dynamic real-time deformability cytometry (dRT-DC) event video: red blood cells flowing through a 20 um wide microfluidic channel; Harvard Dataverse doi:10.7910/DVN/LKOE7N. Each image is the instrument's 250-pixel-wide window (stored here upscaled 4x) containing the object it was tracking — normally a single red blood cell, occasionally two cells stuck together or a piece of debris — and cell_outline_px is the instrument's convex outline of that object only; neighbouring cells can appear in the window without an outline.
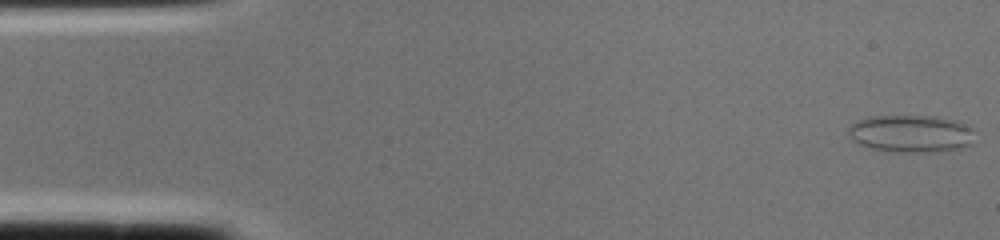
{"species": "common noctule bat (a hibernating species)", "species_latin": "Nyctalus noctula", "temperature_condition": "cold", "stored_images_in_passage": 2, "camera_frame_rate_fps": 3000, "um_per_image_px": 0.085, "animal": {"sex": "female", "body_mass_g": 22.0, "forearm_length_mm": 56.7}, "frame": {"image": 1, "passage_image": 1, "time_ms": 0.0, "image_size_px": [1000, 240], "cell_outline_px": [[976, 144], [964, 148], [928, 152], [896, 152], [872, 148], [856, 144], [848, 136], [848, 128], [856, 120], [868, 116], [936, 116], [960, 120], [972, 128]], "centroid_in_image_um": [77.47, 11.35], "position_along_channel_um": 7.5, "area_um2": 28.26}}
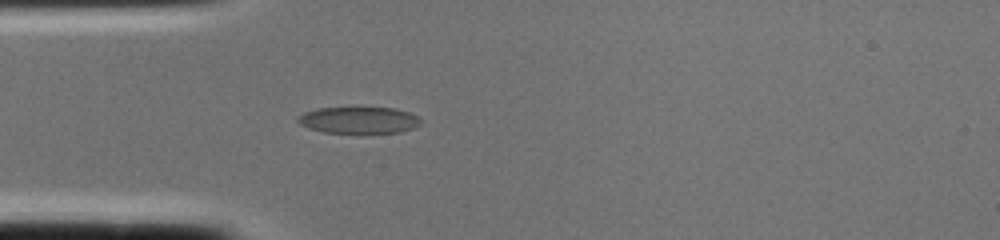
{"frame": {"image": 2, "passage_image": 2, "time_ms": 0.333, "image_size_px": [1000, 240], "cell_outline_px": [[424, 120], [420, 124], [412, 128], [400, 132], [324, 132], [308, 128], [300, 124], [296, 120], [296, 116], [304, 112], [316, 108], [396, 108], [408, 112]], "centroid_in_image_um": [30.47, 10.2], "position_along_channel_um": 54.5, "area_um2": 18.9}}